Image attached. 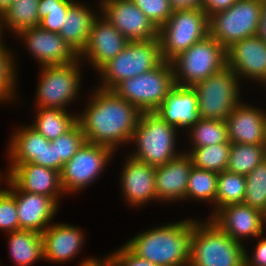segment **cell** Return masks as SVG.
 <instances>
[{
    "instance_id": "cell-1",
    "label": "cell",
    "mask_w": 266,
    "mask_h": 266,
    "mask_svg": "<svg viewBox=\"0 0 266 266\" xmlns=\"http://www.w3.org/2000/svg\"><path fill=\"white\" fill-rule=\"evenodd\" d=\"M90 102L77 114L86 142L110 147L130 143L141 111L112 90L94 88Z\"/></svg>"
},
{
    "instance_id": "cell-2",
    "label": "cell",
    "mask_w": 266,
    "mask_h": 266,
    "mask_svg": "<svg viewBox=\"0 0 266 266\" xmlns=\"http://www.w3.org/2000/svg\"><path fill=\"white\" fill-rule=\"evenodd\" d=\"M194 220L169 222L138 233L125 245L140 258L159 266H188Z\"/></svg>"
},
{
    "instance_id": "cell-3",
    "label": "cell",
    "mask_w": 266,
    "mask_h": 266,
    "mask_svg": "<svg viewBox=\"0 0 266 266\" xmlns=\"http://www.w3.org/2000/svg\"><path fill=\"white\" fill-rule=\"evenodd\" d=\"M245 247L209 217L206 221L195 218L188 266H245Z\"/></svg>"
},
{
    "instance_id": "cell-4",
    "label": "cell",
    "mask_w": 266,
    "mask_h": 266,
    "mask_svg": "<svg viewBox=\"0 0 266 266\" xmlns=\"http://www.w3.org/2000/svg\"><path fill=\"white\" fill-rule=\"evenodd\" d=\"M177 132L155 112H142L130 141L136 147L130 156L153 167L164 165L182 153L176 150Z\"/></svg>"
},
{
    "instance_id": "cell-5",
    "label": "cell",
    "mask_w": 266,
    "mask_h": 266,
    "mask_svg": "<svg viewBox=\"0 0 266 266\" xmlns=\"http://www.w3.org/2000/svg\"><path fill=\"white\" fill-rule=\"evenodd\" d=\"M163 61L159 38L129 41L119 54L97 71L100 76L98 88L112 90L119 82L149 72Z\"/></svg>"
},
{
    "instance_id": "cell-6",
    "label": "cell",
    "mask_w": 266,
    "mask_h": 266,
    "mask_svg": "<svg viewBox=\"0 0 266 266\" xmlns=\"http://www.w3.org/2000/svg\"><path fill=\"white\" fill-rule=\"evenodd\" d=\"M209 35V17L201 8L173 10L158 29L161 56L170 62L195 43Z\"/></svg>"
},
{
    "instance_id": "cell-7",
    "label": "cell",
    "mask_w": 266,
    "mask_h": 266,
    "mask_svg": "<svg viewBox=\"0 0 266 266\" xmlns=\"http://www.w3.org/2000/svg\"><path fill=\"white\" fill-rule=\"evenodd\" d=\"M226 56V49L208 35L170 61L175 85L192 87L205 80L227 65Z\"/></svg>"
},
{
    "instance_id": "cell-8",
    "label": "cell",
    "mask_w": 266,
    "mask_h": 266,
    "mask_svg": "<svg viewBox=\"0 0 266 266\" xmlns=\"http://www.w3.org/2000/svg\"><path fill=\"white\" fill-rule=\"evenodd\" d=\"M240 83L238 75L226 65L192 86L197 95L200 117L225 121L242 101Z\"/></svg>"
},
{
    "instance_id": "cell-9",
    "label": "cell",
    "mask_w": 266,
    "mask_h": 266,
    "mask_svg": "<svg viewBox=\"0 0 266 266\" xmlns=\"http://www.w3.org/2000/svg\"><path fill=\"white\" fill-rule=\"evenodd\" d=\"M174 86L172 65L163 61L149 72L119 82L112 91L141 112H154Z\"/></svg>"
},
{
    "instance_id": "cell-10",
    "label": "cell",
    "mask_w": 266,
    "mask_h": 266,
    "mask_svg": "<svg viewBox=\"0 0 266 266\" xmlns=\"http://www.w3.org/2000/svg\"><path fill=\"white\" fill-rule=\"evenodd\" d=\"M79 58L69 64L42 66L36 89L35 107H51L67 110L81 91V64ZM70 103V104H69Z\"/></svg>"
},
{
    "instance_id": "cell-11",
    "label": "cell",
    "mask_w": 266,
    "mask_h": 266,
    "mask_svg": "<svg viewBox=\"0 0 266 266\" xmlns=\"http://www.w3.org/2000/svg\"><path fill=\"white\" fill-rule=\"evenodd\" d=\"M261 0H236L227 10L209 17V35L225 49L236 41L256 36Z\"/></svg>"
},
{
    "instance_id": "cell-12",
    "label": "cell",
    "mask_w": 266,
    "mask_h": 266,
    "mask_svg": "<svg viewBox=\"0 0 266 266\" xmlns=\"http://www.w3.org/2000/svg\"><path fill=\"white\" fill-rule=\"evenodd\" d=\"M115 152L108 146L85 142L60 172L65 194L77 193L91 186L103 173ZM113 156V157H112Z\"/></svg>"
},
{
    "instance_id": "cell-13",
    "label": "cell",
    "mask_w": 266,
    "mask_h": 266,
    "mask_svg": "<svg viewBox=\"0 0 266 266\" xmlns=\"http://www.w3.org/2000/svg\"><path fill=\"white\" fill-rule=\"evenodd\" d=\"M100 6L97 11L129 41L158 38V28L130 0H108Z\"/></svg>"
},
{
    "instance_id": "cell-14",
    "label": "cell",
    "mask_w": 266,
    "mask_h": 266,
    "mask_svg": "<svg viewBox=\"0 0 266 266\" xmlns=\"http://www.w3.org/2000/svg\"><path fill=\"white\" fill-rule=\"evenodd\" d=\"M227 66L238 78L266 86V42L257 36L236 41L226 49ZM250 79V80H249Z\"/></svg>"
},
{
    "instance_id": "cell-15",
    "label": "cell",
    "mask_w": 266,
    "mask_h": 266,
    "mask_svg": "<svg viewBox=\"0 0 266 266\" xmlns=\"http://www.w3.org/2000/svg\"><path fill=\"white\" fill-rule=\"evenodd\" d=\"M27 50L42 66L65 65L78 59V55L64 41L59 33L38 27L20 31L17 35Z\"/></svg>"
},
{
    "instance_id": "cell-16",
    "label": "cell",
    "mask_w": 266,
    "mask_h": 266,
    "mask_svg": "<svg viewBox=\"0 0 266 266\" xmlns=\"http://www.w3.org/2000/svg\"><path fill=\"white\" fill-rule=\"evenodd\" d=\"M128 42L129 40L101 14L95 18L86 46L78 58L81 61L88 60L93 70L98 71L105 63L119 54Z\"/></svg>"
},
{
    "instance_id": "cell-17",
    "label": "cell",
    "mask_w": 266,
    "mask_h": 266,
    "mask_svg": "<svg viewBox=\"0 0 266 266\" xmlns=\"http://www.w3.org/2000/svg\"><path fill=\"white\" fill-rule=\"evenodd\" d=\"M6 185L15 197L20 229L41 234L52 224L59 205L51 197L21 191L10 179Z\"/></svg>"
},
{
    "instance_id": "cell-18",
    "label": "cell",
    "mask_w": 266,
    "mask_h": 266,
    "mask_svg": "<svg viewBox=\"0 0 266 266\" xmlns=\"http://www.w3.org/2000/svg\"><path fill=\"white\" fill-rule=\"evenodd\" d=\"M232 239L244 243L247 238H260L264 233L262 211L243 203L228 204L209 217Z\"/></svg>"
},
{
    "instance_id": "cell-19",
    "label": "cell",
    "mask_w": 266,
    "mask_h": 266,
    "mask_svg": "<svg viewBox=\"0 0 266 266\" xmlns=\"http://www.w3.org/2000/svg\"><path fill=\"white\" fill-rule=\"evenodd\" d=\"M120 175L122 195L130 207L145 206L157 201L155 191V167L128 155Z\"/></svg>"
},
{
    "instance_id": "cell-20",
    "label": "cell",
    "mask_w": 266,
    "mask_h": 266,
    "mask_svg": "<svg viewBox=\"0 0 266 266\" xmlns=\"http://www.w3.org/2000/svg\"><path fill=\"white\" fill-rule=\"evenodd\" d=\"M8 167L9 179L21 191L51 197L59 204L60 196L64 195L60 172L31 162Z\"/></svg>"
},
{
    "instance_id": "cell-21",
    "label": "cell",
    "mask_w": 266,
    "mask_h": 266,
    "mask_svg": "<svg viewBox=\"0 0 266 266\" xmlns=\"http://www.w3.org/2000/svg\"><path fill=\"white\" fill-rule=\"evenodd\" d=\"M79 227L67 223H52L42 233L43 260L65 263L82 250L86 237Z\"/></svg>"
},
{
    "instance_id": "cell-22",
    "label": "cell",
    "mask_w": 266,
    "mask_h": 266,
    "mask_svg": "<svg viewBox=\"0 0 266 266\" xmlns=\"http://www.w3.org/2000/svg\"><path fill=\"white\" fill-rule=\"evenodd\" d=\"M191 157L183 151L179 156L162 166L155 167V191L157 201L173 202L186 200L189 173L192 169Z\"/></svg>"
},
{
    "instance_id": "cell-23",
    "label": "cell",
    "mask_w": 266,
    "mask_h": 266,
    "mask_svg": "<svg viewBox=\"0 0 266 266\" xmlns=\"http://www.w3.org/2000/svg\"><path fill=\"white\" fill-rule=\"evenodd\" d=\"M154 112L179 131L180 128L188 130L201 119L197 95L192 87L175 85Z\"/></svg>"
},
{
    "instance_id": "cell-24",
    "label": "cell",
    "mask_w": 266,
    "mask_h": 266,
    "mask_svg": "<svg viewBox=\"0 0 266 266\" xmlns=\"http://www.w3.org/2000/svg\"><path fill=\"white\" fill-rule=\"evenodd\" d=\"M264 109L240 102L226 118L228 139L231 143L264 144Z\"/></svg>"
},
{
    "instance_id": "cell-25",
    "label": "cell",
    "mask_w": 266,
    "mask_h": 266,
    "mask_svg": "<svg viewBox=\"0 0 266 266\" xmlns=\"http://www.w3.org/2000/svg\"><path fill=\"white\" fill-rule=\"evenodd\" d=\"M80 1H75L68 9L64 25L59 35L79 55L86 46L92 24L100 13ZM96 13V14H95Z\"/></svg>"
},
{
    "instance_id": "cell-26",
    "label": "cell",
    "mask_w": 266,
    "mask_h": 266,
    "mask_svg": "<svg viewBox=\"0 0 266 266\" xmlns=\"http://www.w3.org/2000/svg\"><path fill=\"white\" fill-rule=\"evenodd\" d=\"M7 234L9 255L16 266H31L43 260V239L40 233L20 229Z\"/></svg>"
},
{
    "instance_id": "cell-27",
    "label": "cell",
    "mask_w": 266,
    "mask_h": 266,
    "mask_svg": "<svg viewBox=\"0 0 266 266\" xmlns=\"http://www.w3.org/2000/svg\"><path fill=\"white\" fill-rule=\"evenodd\" d=\"M15 128L8 143L9 164L18 165L20 163L41 160L42 135L30 125Z\"/></svg>"
},
{
    "instance_id": "cell-28",
    "label": "cell",
    "mask_w": 266,
    "mask_h": 266,
    "mask_svg": "<svg viewBox=\"0 0 266 266\" xmlns=\"http://www.w3.org/2000/svg\"><path fill=\"white\" fill-rule=\"evenodd\" d=\"M35 109L34 123L32 122L30 126L50 142L69 131L77 123L76 112L73 115V112L69 113L59 108L36 107Z\"/></svg>"
},
{
    "instance_id": "cell-29",
    "label": "cell",
    "mask_w": 266,
    "mask_h": 266,
    "mask_svg": "<svg viewBox=\"0 0 266 266\" xmlns=\"http://www.w3.org/2000/svg\"><path fill=\"white\" fill-rule=\"evenodd\" d=\"M39 0H14L2 14L6 30L20 31L39 26Z\"/></svg>"
},
{
    "instance_id": "cell-30",
    "label": "cell",
    "mask_w": 266,
    "mask_h": 266,
    "mask_svg": "<svg viewBox=\"0 0 266 266\" xmlns=\"http://www.w3.org/2000/svg\"><path fill=\"white\" fill-rule=\"evenodd\" d=\"M186 153L191 157L196 168L220 173L226 170L231 149V142H222L206 147H190Z\"/></svg>"
},
{
    "instance_id": "cell-31",
    "label": "cell",
    "mask_w": 266,
    "mask_h": 266,
    "mask_svg": "<svg viewBox=\"0 0 266 266\" xmlns=\"http://www.w3.org/2000/svg\"><path fill=\"white\" fill-rule=\"evenodd\" d=\"M217 180L218 173L192 166L187 182L186 200H197L206 203L210 202L211 205L214 204L213 212H211L212 216V213H215Z\"/></svg>"
},
{
    "instance_id": "cell-32",
    "label": "cell",
    "mask_w": 266,
    "mask_h": 266,
    "mask_svg": "<svg viewBox=\"0 0 266 266\" xmlns=\"http://www.w3.org/2000/svg\"><path fill=\"white\" fill-rule=\"evenodd\" d=\"M265 158L264 145L231 143L226 170L246 176Z\"/></svg>"
},
{
    "instance_id": "cell-33",
    "label": "cell",
    "mask_w": 266,
    "mask_h": 266,
    "mask_svg": "<svg viewBox=\"0 0 266 266\" xmlns=\"http://www.w3.org/2000/svg\"><path fill=\"white\" fill-rule=\"evenodd\" d=\"M246 194V177L224 170L218 173L215 212L228 205L243 203Z\"/></svg>"
},
{
    "instance_id": "cell-34",
    "label": "cell",
    "mask_w": 266,
    "mask_h": 266,
    "mask_svg": "<svg viewBox=\"0 0 266 266\" xmlns=\"http://www.w3.org/2000/svg\"><path fill=\"white\" fill-rule=\"evenodd\" d=\"M188 131V132H187ZM186 132L190 138V147H206L222 142H228L226 121L201 118ZM192 142V143H191Z\"/></svg>"
},
{
    "instance_id": "cell-35",
    "label": "cell",
    "mask_w": 266,
    "mask_h": 266,
    "mask_svg": "<svg viewBox=\"0 0 266 266\" xmlns=\"http://www.w3.org/2000/svg\"><path fill=\"white\" fill-rule=\"evenodd\" d=\"M76 0H39V27L59 33L64 25L69 7Z\"/></svg>"
},
{
    "instance_id": "cell-36",
    "label": "cell",
    "mask_w": 266,
    "mask_h": 266,
    "mask_svg": "<svg viewBox=\"0 0 266 266\" xmlns=\"http://www.w3.org/2000/svg\"><path fill=\"white\" fill-rule=\"evenodd\" d=\"M246 177L243 204L263 211L266 208V158Z\"/></svg>"
},
{
    "instance_id": "cell-37",
    "label": "cell",
    "mask_w": 266,
    "mask_h": 266,
    "mask_svg": "<svg viewBox=\"0 0 266 266\" xmlns=\"http://www.w3.org/2000/svg\"><path fill=\"white\" fill-rule=\"evenodd\" d=\"M14 51L11 49H0V100L8 103L17 100V72Z\"/></svg>"
},
{
    "instance_id": "cell-38",
    "label": "cell",
    "mask_w": 266,
    "mask_h": 266,
    "mask_svg": "<svg viewBox=\"0 0 266 266\" xmlns=\"http://www.w3.org/2000/svg\"><path fill=\"white\" fill-rule=\"evenodd\" d=\"M85 142V135L78 122L69 131L51 141L53 145H56L57 158H60V172L63 165L76 154Z\"/></svg>"
},
{
    "instance_id": "cell-39",
    "label": "cell",
    "mask_w": 266,
    "mask_h": 266,
    "mask_svg": "<svg viewBox=\"0 0 266 266\" xmlns=\"http://www.w3.org/2000/svg\"><path fill=\"white\" fill-rule=\"evenodd\" d=\"M15 197L5 188L0 193V230L10 233L20 230Z\"/></svg>"
},
{
    "instance_id": "cell-40",
    "label": "cell",
    "mask_w": 266,
    "mask_h": 266,
    "mask_svg": "<svg viewBox=\"0 0 266 266\" xmlns=\"http://www.w3.org/2000/svg\"><path fill=\"white\" fill-rule=\"evenodd\" d=\"M137 5L159 29L173 13L170 0H130Z\"/></svg>"
},
{
    "instance_id": "cell-41",
    "label": "cell",
    "mask_w": 266,
    "mask_h": 266,
    "mask_svg": "<svg viewBox=\"0 0 266 266\" xmlns=\"http://www.w3.org/2000/svg\"><path fill=\"white\" fill-rule=\"evenodd\" d=\"M113 266H159L134 254L125 244L111 253Z\"/></svg>"
},
{
    "instance_id": "cell-42",
    "label": "cell",
    "mask_w": 266,
    "mask_h": 266,
    "mask_svg": "<svg viewBox=\"0 0 266 266\" xmlns=\"http://www.w3.org/2000/svg\"><path fill=\"white\" fill-rule=\"evenodd\" d=\"M32 163L60 172V158H57L56 145H53L42 135L41 160Z\"/></svg>"
},
{
    "instance_id": "cell-43",
    "label": "cell",
    "mask_w": 266,
    "mask_h": 266,
    "mask_svg": "<svg viewBox=\"0 0 266 266\" xmlns=\"http://www.w3.org/2000/svg\"><path fill=\"white\" fill-rule=\"evenodd\" d=\"M252 256L245 251V266H266V237L260 238Z\"/></svg>"
},
{
    "instance_id": "cell-44",
    "label": "cell",
    "mask_w": 266,
    "mask_h": 266,
    "mask_svg": "<svg viewBox=\"0 0 266 266\" xmlns=\"http://www.w3.org/2000/svg\"><path fill=\"white\" fill-rule=\"evenodd\" d=\"M236 0H201V7L210 17L212 14L227 10Z\"/></svg>"
},
{
    "instance_id": "cell-45",
    "label": "cell",
    "mask_w": 266,
    "mask_h": 266,
    "mask_svg": "<svg viewBox=\"0 0 266 266\" xmlns=\"http://www.w3.org/2000/svg\"><path fill=\"white\" fill-rule=\"evenodd\" d=\"M173 10L201 8V0H170Z\"/></svg>"
},
{
    "instance_id": "cell-46",
    "label": "cell",
    "mask_w": 266,
    "mask_h": 266,
    "mask_svg": "<svg viewBox=\"0 0 266 266\" xmlns=\"http://www.w3.org/2000/svg\"><path fill=\"white\" fill-rule=\"evenodd\" d=\"M78 266H113V259L110 255H107L104 258H85L82 262L79 263Z\"/></svg>"
},
{
    "instance_id": "cell-47",
    "label": "cell",
    "mask_w": 266,
    "mask_h": 266,
    "mask_svg": "<svg viewBox=\"0 0 266 266\" xmlns=\"http://www.w3.org/2000/svg\"><path fill=\"white\" fill-rule=\"evenodd\" d=\"M256 36L266 42V0H261V15Z\"/></svg>"
},
{
    "instance_id": "cell-48",
    "label": "cell",
    "mask_w": 266,
    "mask_h": 266,
    "mask_svg": "<svg viewBox=\"0 0 266 266\" xmlns=\"http://www.w3.org/2000/svg\"><path fill=\"white\" fill-rule=\"evenodd\" d=\"M3 29H5V25H4V20L2 15L0 14V49H8V47H6V44L3 43Z\"/></svg>"
},
{
    "instance_id": "cell-49",
    "label": "cell",
    "mask_w": 266,
    "mask_h": 266,
    "mask_svg": "<svg viewBox=\"0 0 266 266\" xmlns=\"http://www.w3.org/2000/svg\"><path fill=\"white\" fill-rule=\"evenodd\" d=\"M14 0H0V14L2 15L5 10L11 5Z\"/></svg>"
},
{
    "instance_id": "cell-50",
    "label": "cell",
    "mask_w": 266,
    "mask_h": 266,
    "mask_svg": "<svg viewBox=\"0 0 266 266\" xmlns=\"http://www.w3.org/2000/svg\"><path fill=\"white\" fill-rule=\"evenodd\" d=\"M263 226L266 228V208L262 211Z\"/></svg>"
},
{
    "instance_id": "cell-51",
    "label": "cell",
    "mask_w": 266,
    "mask_h": 266,
    "mask_svg": "<svg viewBox=\"0 0 266 266\" xmlns=\"http://www.w3.org/2000/svg\"><path fill=\"white\" fill-rule=\"evenodd\" d=\"M265 149H266V113H265V126H264V144Z\"/></svg>"
},
{
    "instance_id": "cell-52",
    "label": "cell",
    "mask_w": 266,
    "mask_h": 266,
    "mask_svg": "<svg viewBox=\"0 0 266 266\" xmlns=\"http://www.w3.org/2000/svg\"><path fill=\"white\" fill-rule=\"evenodd\" d=\"M105 1H108V0H99V2H100V3L98 4V5H99V8H100V5H102Z\"/></svg>"
}]
</instances>
